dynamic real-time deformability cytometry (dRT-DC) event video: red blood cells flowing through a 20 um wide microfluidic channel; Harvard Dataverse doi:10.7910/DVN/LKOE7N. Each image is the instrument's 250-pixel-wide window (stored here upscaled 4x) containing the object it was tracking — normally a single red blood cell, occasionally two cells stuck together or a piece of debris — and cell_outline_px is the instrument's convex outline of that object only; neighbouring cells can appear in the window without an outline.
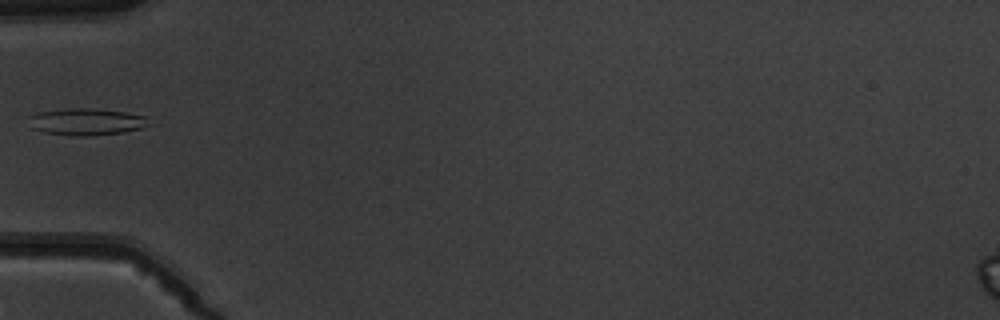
{"species": "common noctule bat (a hibernating species)", "species_latin": "Nyctalus noctula", "temperature_condition": "warm", "stored_images_in_passage": 7, "camera_frame_rate_fps": 3000, "um_per_image_px": 0.085, "animal": {"sex": "male", "body_mass_g": 19.5, "forearm_length_mm": 54.6}, "frame": {"image": 1, "passage_image": 5, "time_ms": 5.667, "image_size_px": [1000, 320], "cell_outline_px": [[152, 124], [140, 128], [124, 132], [88, 136], [76, 136], [44, 132], [32, 128], [28, 116], [36, 112], [64, 108], [88, 108], [124, 112], [148, 116]], "centroid_in_image_um": [7.36, 10.34], "position_along_channel_um": 77.6, "area_um2": 18.96}}
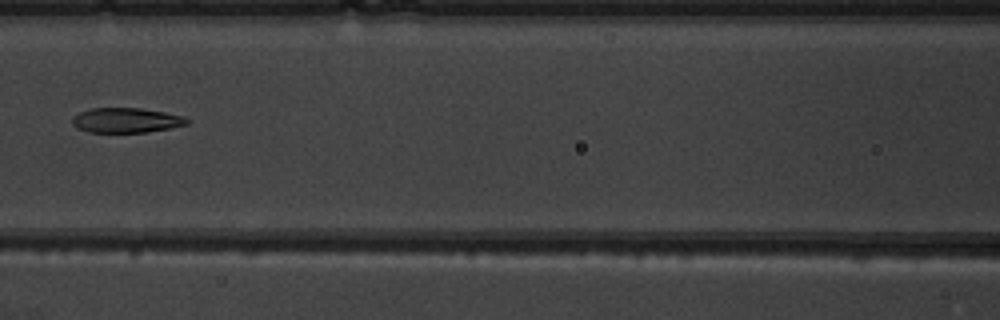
{"frame": {"image": 2, "passage_image": 7, "time_ms": 7.667, "image_size_px": [1000, 320], "cell_outline_px": [[188, 124], [172, 128], [148, 132], [88, 132], [76, 128], [72, 124], [72, 120], [80, 112], [92, 108], [140, 108], [164, 112], [184, 116], [188, 120]], "centroid_in_image_um": [10.74, 10.23], "position_along_channel_um": 155.9, "area_um2": 16.59}}